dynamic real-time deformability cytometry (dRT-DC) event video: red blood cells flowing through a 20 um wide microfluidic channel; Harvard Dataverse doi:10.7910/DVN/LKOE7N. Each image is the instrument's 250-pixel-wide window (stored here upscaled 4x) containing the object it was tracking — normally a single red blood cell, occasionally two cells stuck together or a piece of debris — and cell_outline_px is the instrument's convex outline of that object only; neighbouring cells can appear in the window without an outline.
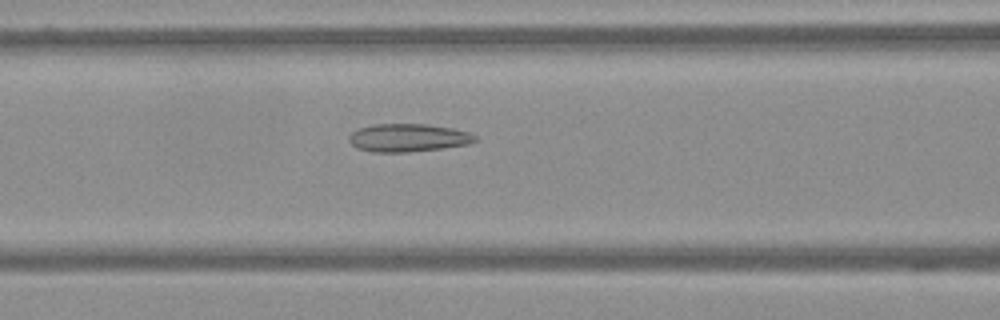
{"species": "Egyptian fruit bat (a non-hibernating species)", "species_latin": "Rousettus aegyptiacus", "temperature_condition": "warm", "stored_images_in_passage": 63, "camera_frame_rate_fps": 3000, "um_per_image_px": 0.085, "frame": {"image": 1, "passage_image": 27, "time_ms": 8.667, "image_size_px": [1000, 320], "cell_outline_px": [[476, 140], [468, 144], [440, 148], [408, 152], [372, 152], [356, 148], [348, 140], [348, 136], [352, 132], [360, 128], [372, 124], [428, 124], [452, 128], [468, 132], [476, 136]], "centroid_in_image_um": [34.65, 11.71], "position_along_channel_um": 132.0, "area_um2": 20.52}}
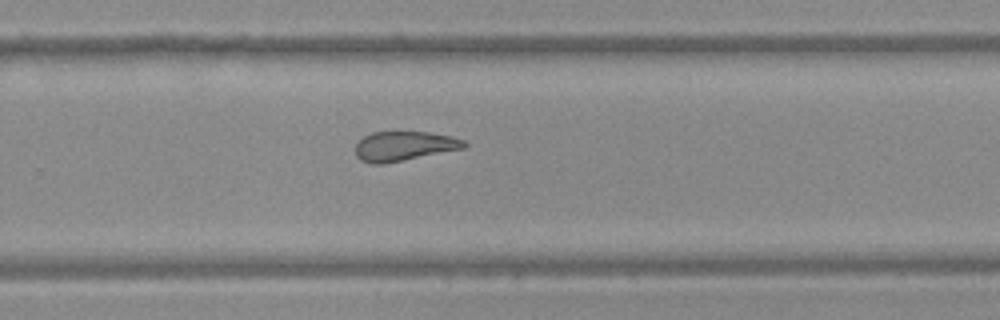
{"frame": {"image": 2, "passage_image": 42, "time_ms": 13.667, "image_size_px": [1000, 320], "cell_outline_px": [[468, 144], [464, 148], [384, 164], [372, 164], [360, 160], [356, 156], [356, 144], [364, 136], [372, 132], [428, 132], [452, 136], [464, 140]], "centroid_in_image_um": [34.34, 12.42], "position_along_channel_um": 295.5, "area_um2": 18.67}}
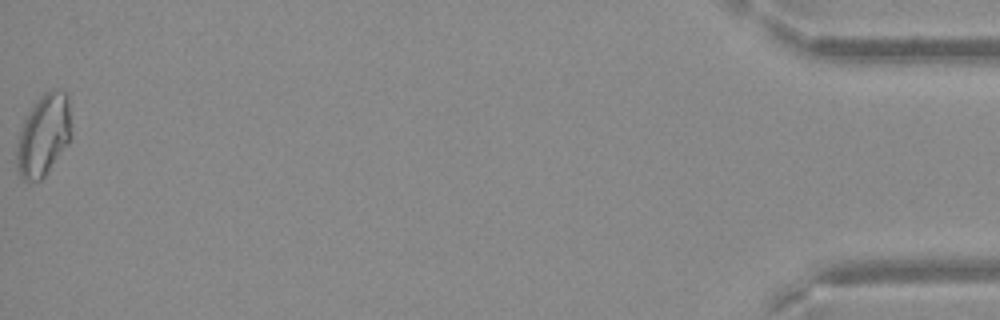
{"frame": {"image": 3, "passage_image": 63, "time_ms": 20.667, "image_size_px": [1000, 320], "cell_outline_px": [[72, 136], [44, 176], [40, 180], [28, 184], [20, 176], [16, 168], [16, 148], [24, 116], [40, 96], [44, 92], [56, 88], [68, 92]], "centroid_in_image_um": [3.69, 11.47], "position_along_channel_um": 431.5, "area_um2": 26.36}}